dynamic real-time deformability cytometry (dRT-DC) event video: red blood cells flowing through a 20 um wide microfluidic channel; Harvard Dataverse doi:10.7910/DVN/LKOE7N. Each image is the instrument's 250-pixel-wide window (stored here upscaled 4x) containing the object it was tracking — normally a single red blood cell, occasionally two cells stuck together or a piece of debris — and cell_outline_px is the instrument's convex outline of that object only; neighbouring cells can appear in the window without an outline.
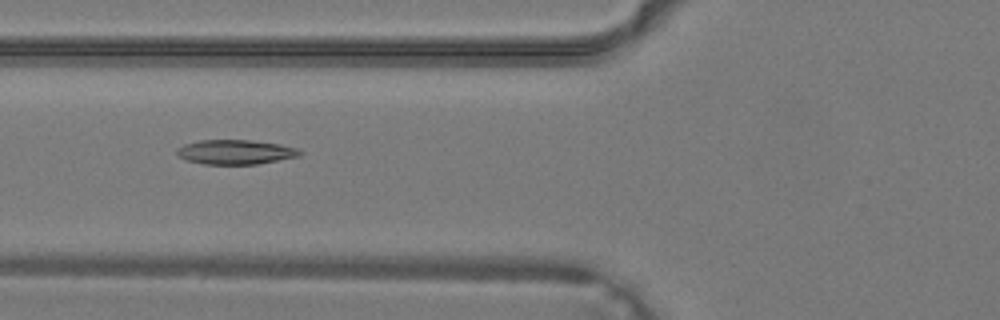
{"species": "common noctule bat (a hibernating species)", "species_latin": "Nyctalus noctula", "temperature_condition": "warm", "stored_images_in_passage": 40, "camera_frame_rate_fps": 3000, "um_per_image_px": 0.085, "animal": {"sex": "male", "body_mass_g": 19.2, "forearm_length_mm": 51.8}, "frame": {"image": 1, "passage_image": 16, "time_ms": 5.0, "image_size_px": [1000, 320], "cell_outline_px": [[304, 152], [300, 156], [256, 164], [204, 164], [188, 160], [176, 156], [176, 148], [184, 144], [200, 140], [248, 140], [280, 144], [296, 148]], "centroid_in_image_um": [19.99, 12.92], "position_along_channel_um": 105.8, "area_um2": 17.57}}
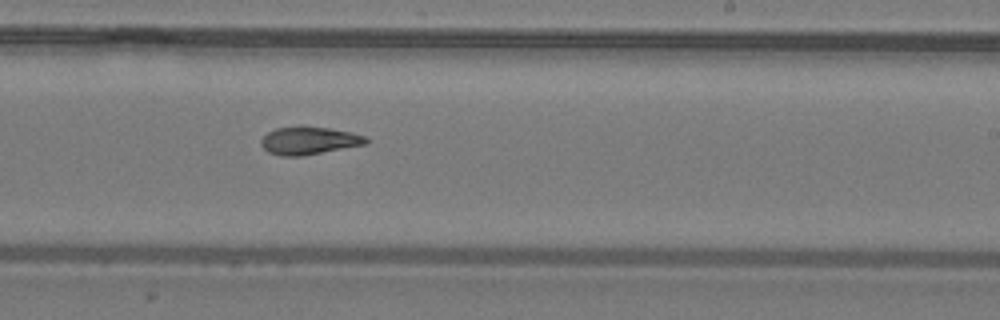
{"frame": {"image": 2, "passage_image": 25, "time_ms": 8.0, "image_size_px": [1000, 320], "cell_outline_px": [[368, 144], [300, 156], [280, 156], [268, 152], [260, 144], [260, 140], [268, 132], [276, 128], [300, 124], [304, 124], [352, 132], [364, 136], [368, 140]], "centroid_in_image_um": [26.24, 11.92], "position_along_channel_um": 262.8, "area_um2": 17.34}}
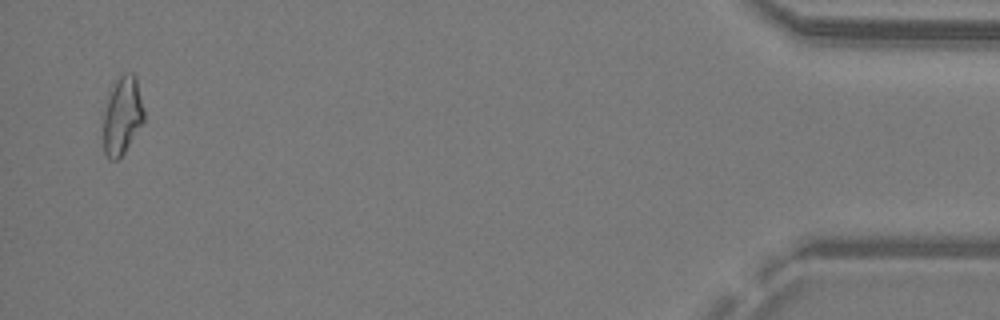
{"frame": {"image": 3, "passage_image": 39, "time_ms": 12.667, "image_size_px": [1000, 320], "cell_outline_px": [[144, 120], [124, 152], [116, 160], [108, 160], [104, 152], [104, 112], [108, 92], [112, 84], [124, 72], [132, 72], [136, 76], [144, 108]], "centroid_in_image_um": [10.39, 9.78], "position_along_channel_um": 424.8, "area_um2": 18.55}}